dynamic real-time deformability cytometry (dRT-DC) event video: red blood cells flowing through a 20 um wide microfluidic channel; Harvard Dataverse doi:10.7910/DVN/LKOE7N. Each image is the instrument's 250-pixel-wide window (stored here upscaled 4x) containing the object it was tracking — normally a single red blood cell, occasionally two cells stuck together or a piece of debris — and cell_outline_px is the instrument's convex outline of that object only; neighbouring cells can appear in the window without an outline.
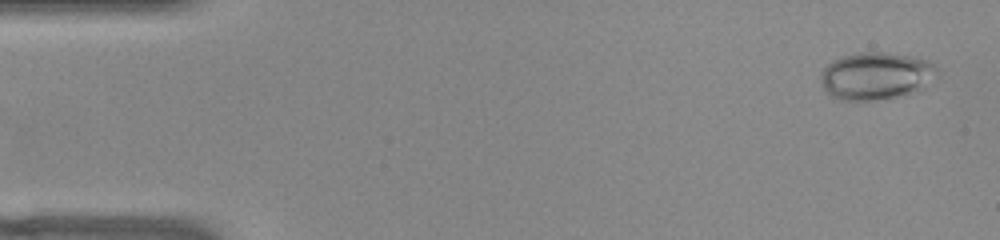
{"species": "common noctule bat (a hibernating species)", "species_latin": "Nyctalus noctula", "temperature_condition": "warm", "stored_images_in_passage": 52, "camera_frame_rate_fps": 3000, "um_per_image_px": 0.085, "animal": {"sex": "female", "body_mass_g": 22.0, "forearm_length_mm": 56.7}, "frame": {"image": 1, "passage_image": 2, "time_ms": 0.333, "image_size_px": [1000, 240], "cell_outline_px": [[940, 76], [920, 92], [908, 96], [860, 104], [840, 100], [832, 96], [824, 88], [820, 80], [820, 72], [832, 60], [840, 56], [860, 52], [884, 52], [916, 56], [928, 60], [936, 64], [940, 72]], "centroid_in_image_um": [74.55, 6.5], "position_along_channel_um": 10.4, "area_um2": 34.16}}
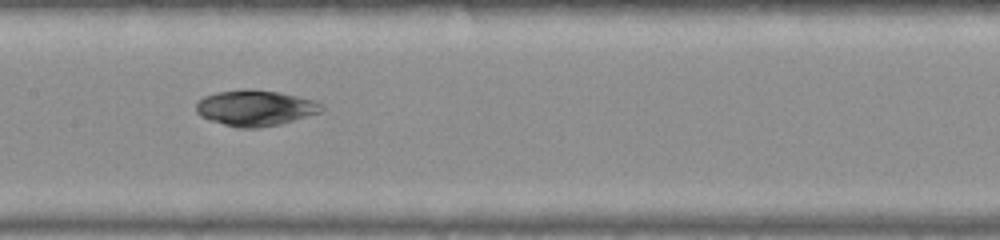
{"frame": {"image": 2, "passage_image": 25, "time_ms": 8.0, "image_size_px": [1000, 240], "cell_outline_px": [[324, 108], [320, 112], [280, 124], [256, 128], [236, 128], [208, 120], [200, 116], [196, 112], [196, 104], [204, 96], [216, 92], [244, 88], [252, 88], [280, 92], [312, 100], [324, 104]], "centroid_in_image_um": [21.66, 9.17], "position_along_channel_um": 185.7, "area_um2": 26.36}}
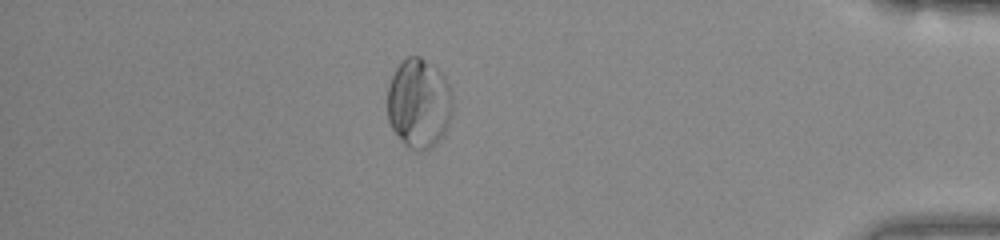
{"frame": {"image": 3, "passage_image": 45, "time_ms": 14.667, "image_size_px": [1000, 240], "cell_outline_px": [[452, 108], [448, 124], [444, 136], [432, 148], [424, 152], [416, 152], [408, 148], [404, 144], [392, 128], [388, 120], [388, 84], [396, 68], [408, 56], [420, 56], [440, 68], [452, 92]], "centroid_in_image_um": [35.63, 8.8], "position_along_channel_um": 399.6, "area_um2": 34.62}}